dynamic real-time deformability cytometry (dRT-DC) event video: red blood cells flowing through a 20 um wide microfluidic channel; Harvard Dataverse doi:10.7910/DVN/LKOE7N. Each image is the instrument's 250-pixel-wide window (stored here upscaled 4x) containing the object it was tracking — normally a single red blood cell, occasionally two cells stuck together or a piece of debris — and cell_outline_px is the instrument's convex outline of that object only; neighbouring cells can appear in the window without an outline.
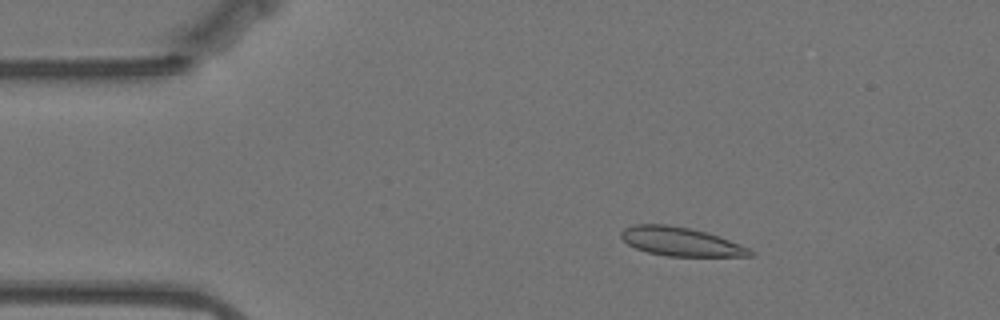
{"species": "Egyptian fruit bat (a non-hibernating species)", "species_latin": "Rousettus aegyptiacus", "temperature_condition": "warm", "stored_images_in_passage": 44, "camera_frame_rate_fps": 3000, "um_per_image_px": 0.085, "animal": {"sex": "female"}, "frame": {"image": 1, "passage_image": 8, "time_ms": 2.333, "image_size_px": [1000, 320], "cell_outline_px": [[756, 256], [668, 256], [648, 252], [636, 248], [628, 244], [620, 236], [620, 232], [624, 228], [632, 224], [668, 224], [692, 228], [708, 232], [720, 236], [748, 248], [756, 252]], "centroid_in_image_um": [57.87, 20.52], "position_along_channel_um": 27.1, "area_um2": 21.79}}
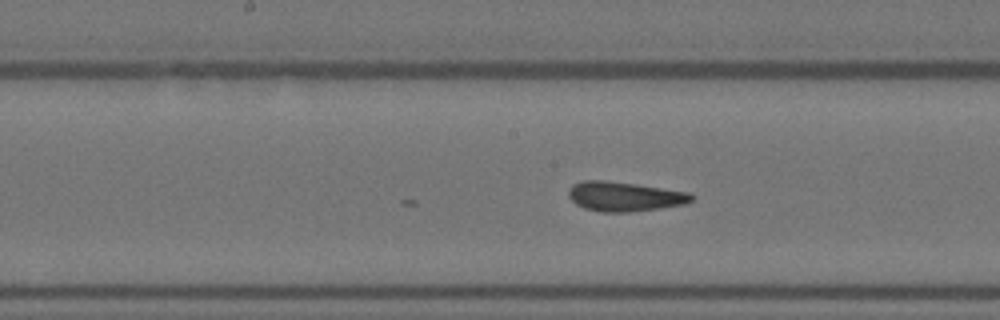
{"frame": {"image": 2, "passage_image": 27, "time_ms": 8.667, "image_size_px": [1000, 320], "cell_outline_px": [[696, 196], [692, 200], [684, 204], [660, 208], [628, 212], [600, 212], [584, 208], [576, 204], [568, 196], [568, 188], [572, 184], [584, 180], [608, 180], [636, 184], [688, 192]], "centroid_in_image_um": [53.05, 16.69], "position_along_channel_um": 195.2, "area_um2": 21.27}}
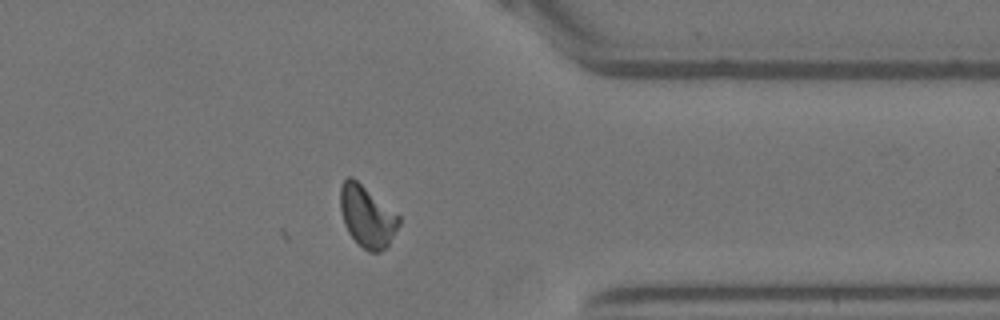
{"frame": {"image": 3, "passage_image": 44, "time_ms": 14.333, "image_size_px": [1000, 320], "cell_outline_px": [[400, 224], [388, 248], [380, 252], [368, 252], [348, 232], [344, 224], [340, 208], [340, 188], [344, 180], [348, 176], [352, 176], [400, 216]], "centroid_in_image_um": [31.22, 18.41], "position_along_channel_um": 380.2, "area_um2": 21.04}, "authors_computed_cell_mechanics": {"area_um2": 21.1548, "velocity_mm_per_s": 3.4854, "shape_relaxation_time_tau1_ms": null, "shape_relaxation_time_tau2_ms": 1.369, "deformation_change_tau1": null, "deformation_change_tau2": 0.0508}}